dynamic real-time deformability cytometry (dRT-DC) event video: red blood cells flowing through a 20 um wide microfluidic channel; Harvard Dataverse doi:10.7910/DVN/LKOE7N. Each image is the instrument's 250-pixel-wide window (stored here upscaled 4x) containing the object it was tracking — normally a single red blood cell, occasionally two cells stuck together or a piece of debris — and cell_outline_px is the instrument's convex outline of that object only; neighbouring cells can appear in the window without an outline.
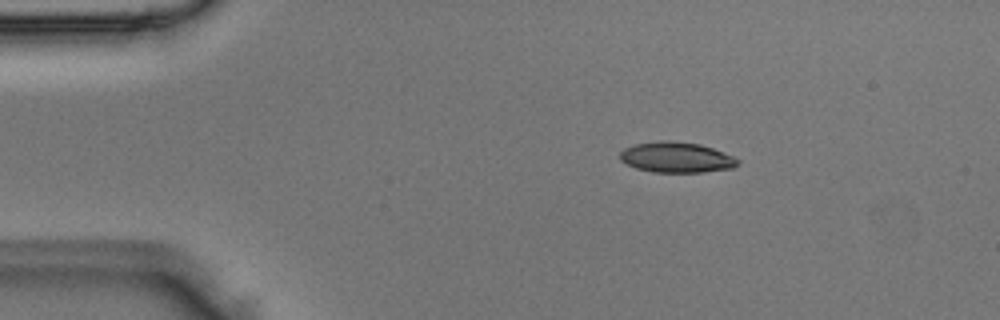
{"species": "Egyptian fruit bat (a non-hibernating species)", "species_latin": "Rousettus aegyptiacus", "temperature_condition": "room temperature", "stored_images_in_passage": 7, "camera_frame_rate_fps": 3000, "um_per_image_px": 0.085, "animal": {"sex": "male"}, "frame": {"image": 1, "passage_image": 2, "time_ms": 0.333, "image_size_px": [1000, 320], "cell_outline_px": [[740, 164], [732, 168], [704, 172], [652, 172], [636, 168], [620, 160], [620, 152], [624, 148], [636, 144], [660, 140], [668, 140], [700, 144], [712, 148], [732, 156], [740, 160]], "centroid_in_image_um": [57.5, 13.37], "position_along_channel_um": 27.5, "area_um2": 20.92}}
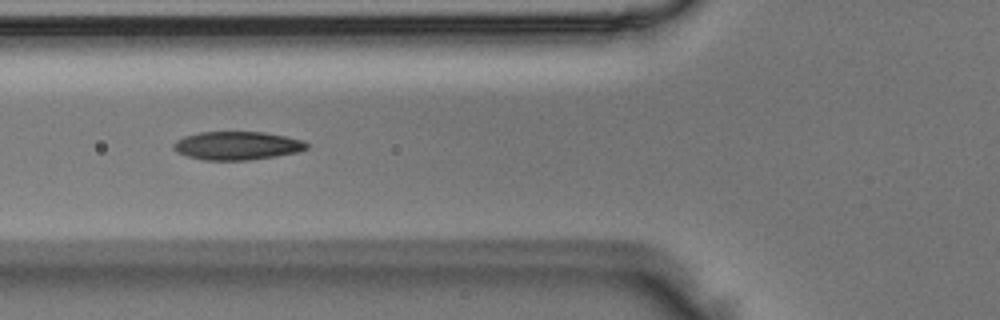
{"frame": {"image": 2, "passage_image": 5, "time_ms": 1.333, "image_size_px": [1000, 320], "cell_outline_px": [[308, 148], [296, 152], [276, 156], [248, 160], [204, 160], [188, 156], [176, 152], [172, 148], [172, 144], [176, 140], [184, 136], [200, 132], [264, 132], [304, 140], [308, 144]], "centroid_in_image_um": [20.13, 12.38], "position_along_channel_um": 105.7, "area_um2": 22.02}}
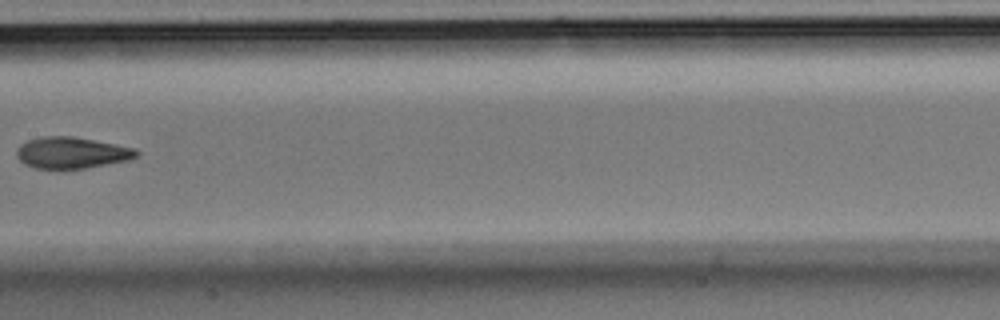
{"frame": {"image": 3, "passage_image": 7, "time_ms": 2.0, "image_size_px": [1000, 320], "cell_outline_px": [[140, 152], [136, 156], [128, 160], [84, 168], [36, 168], [24, 164], [16, 156], [16, 148], [20, 144], [28, 140], [40, 136], [72, 136], [136, 148]], "centroid_in_image_um": [6.06, 12.97], "position_along_channel_um": 201.3, "area_um2": 21.79}}